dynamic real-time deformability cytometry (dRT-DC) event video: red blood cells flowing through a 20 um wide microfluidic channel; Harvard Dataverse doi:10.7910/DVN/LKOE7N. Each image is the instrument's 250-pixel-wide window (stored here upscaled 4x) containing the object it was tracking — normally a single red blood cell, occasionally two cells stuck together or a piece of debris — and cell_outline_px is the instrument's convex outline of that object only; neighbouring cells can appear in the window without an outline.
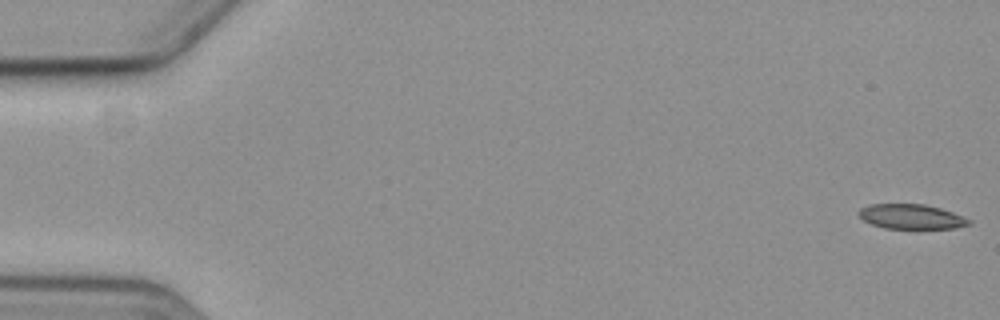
{"species": "common noctule bat (a hibernating species)", "species_latin": "Nyctalus noctula", "temperature_condition": "cold", "stored_images_in_passage": 8, "camera_frame_rate_fps": 3000, "um_per_image_px": 0.085, "animal": {"sex": "female", "body_mass_g": 19.3, "forearm_length_mm": 54.1}, "frame": {"image": 1, "passage_image": 1, "time_ms": 0.0, "image_size_px": [1000, 320], "cell_outline_px": [[972, 224], [956, 228], [884, 228], [872, 224], [864, 220], [856, 212], [860, 208], [872, 204], [924, 204], [940, 208], [952, 212], [972, 220]], "centroid_in_image_um": [77.47, 18.41], "position_along_channel_um": 7.5, "area_um2": 15.84}}
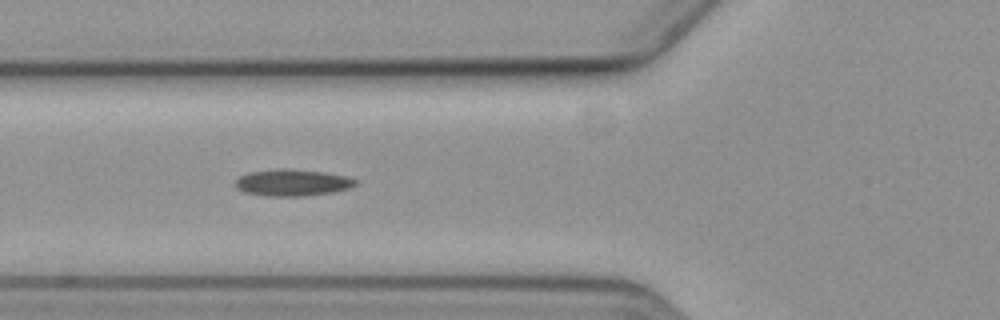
{"frame": {"image": 2, "passage_image": 7, "time_ms": 7.0, "image_size_px": [1000, 320], "cell_outline_px": [[356, 184], [352, 188], [332, 192], [304, 196], [264, 196], [244, 192], [236, 188], [236, 180], [240, 176], [248, 172], [280, 168], [292, 168], [324, 172], [344, 176], [356, 180]], "centroid_in_image_um": [24.83, 15.52], "position_along_channel_um": 101.0, "area_um2": 18.79}}
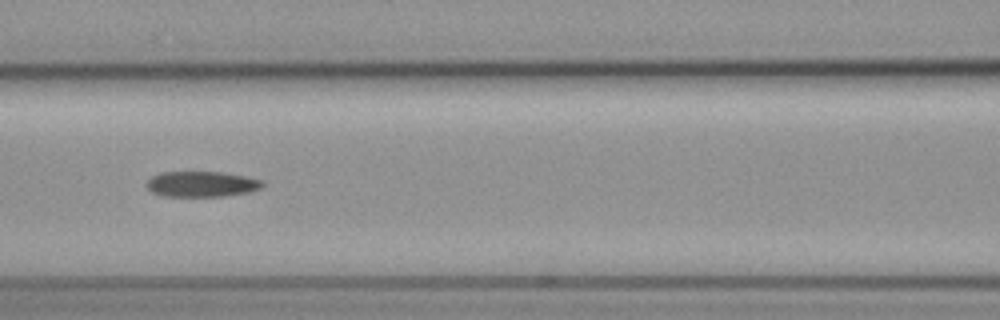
{"frame": {"image": 3, "passage_image": 8, "time_ms": 8.333, "image_size_px": [1000, 320], "cell_outline_px": [[264, 184], [260, 188], [248, 192], [224, 196], [164, 196], [152, 192], [144, 184], [152, 176], [160, 172], [220, 172], [244, 176], [264, 180]], "centroid_in_image_um": [17.12, 15.64], "position_along_channel_um": 149.5, "area_um2": 17.22}}